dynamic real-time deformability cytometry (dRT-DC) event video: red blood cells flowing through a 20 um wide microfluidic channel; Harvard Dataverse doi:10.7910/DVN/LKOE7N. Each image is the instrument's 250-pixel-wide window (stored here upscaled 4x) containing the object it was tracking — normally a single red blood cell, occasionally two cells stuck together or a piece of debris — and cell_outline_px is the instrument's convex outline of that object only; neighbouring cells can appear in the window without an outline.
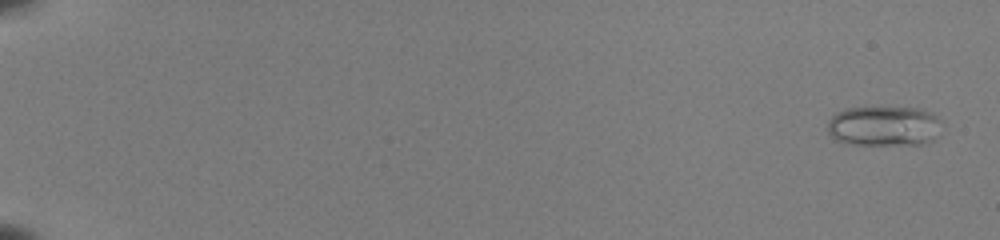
{"species": "common noctule bat (a hibernating species)", "species_latin": "Nyctalus noctula", "temperature_condition": "room temperature", "stored_images_in_passage": 54, "camera_frame_rate_fps": 3000, "um_per_image_px": 0.085, "animal": {"sex": "female", "body_mass_g": 22.0, "forearm_length_mm": 56.7}, "frame": {"image": 1, "passage_image": 3, "time_ms": 0.667, "image_size_px": [1000, 240], "cell_outline_px": [[940, 120], [936, 136], [932, 140], [920, 144], [844, 144], [836, 140], [828, 132], [828, 120], [836, 112], [848, 108], [924, 108], [932, 112]], "centroid_in_image_um": [75.11, 10.71], "position_along_channel_um": 9.9, "area_um2": 26.53}}
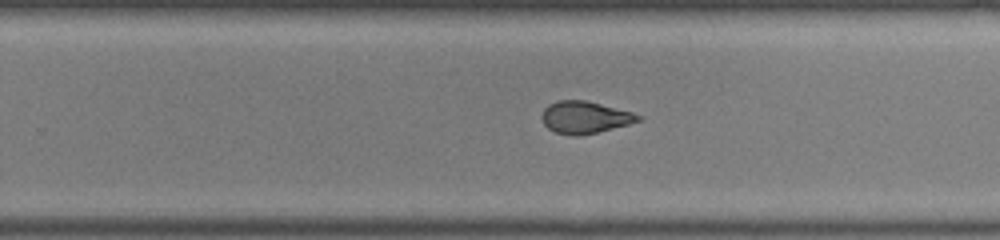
{"frame": {"image": 2, "passage_image": 38, "time_ms": 12.333, "image_size_px": [1000, 240], "cell_outline_px": [[644, 116], [640, 120], [628, 124], [580, 136], [572, 136], [556, 132], [548, 128], [544, 124], [540, 116], [544, 108], [548, 104], [560, 100], [584, 100], [632, 112]], "centroid_in_image_um": [49.68, 9.97], "position_along_channel_um": 280.1, "area_um2": 17.92}}
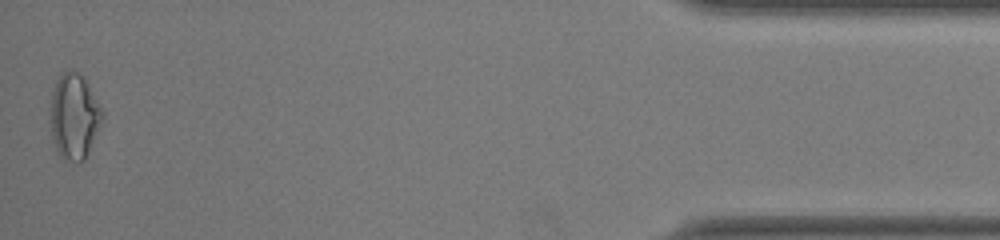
{"frame": {"image": 3, "passage_image": 54, "time_ms": 17.667, "image_size_px": [1000, 240], "cell_outline_px": [[104, 116], [88, 156], [80, 164], [64, 160], [60, 156], [56, 148], [52, 136], [48, 112], [52, 92], [56, 80], [60, 72], [68, 68], [72, 68], [80, 72], [104, 112]], "centroid_in_image_um": [6.28, 9.89], "position_along_channel_um": 428.9, "area_um2": 26.7}, "authors_computed_cell_mechanics": {"area_um2": 20.6057, "velocity_mm_per_s": 4.0076, "shape_relaxation_time_tau1_ms": null, "shape_relaxation_time_tau2_ms": 1.3883, "deformation_change_tau1": null, "deformation_change_tau2": 0.0632}}